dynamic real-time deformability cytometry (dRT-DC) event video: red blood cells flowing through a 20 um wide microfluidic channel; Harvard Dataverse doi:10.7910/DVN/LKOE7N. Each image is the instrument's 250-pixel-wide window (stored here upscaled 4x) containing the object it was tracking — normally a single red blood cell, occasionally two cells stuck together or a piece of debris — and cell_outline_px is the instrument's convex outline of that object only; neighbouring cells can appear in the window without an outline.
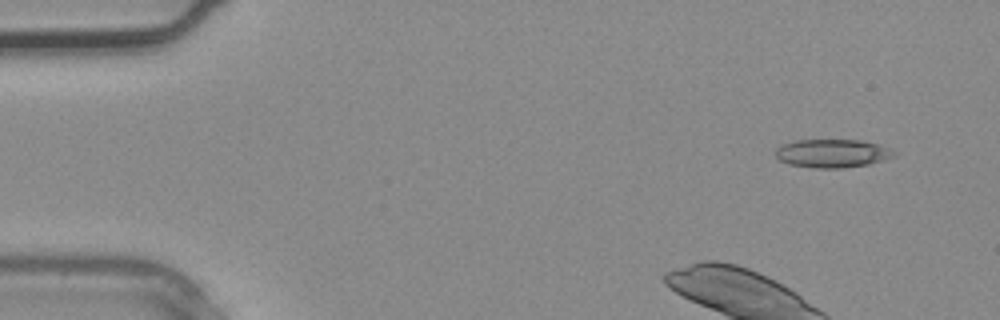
{"species": "common noctule bat (a hibernating species)", "species_latin": "Nyctalus noctula", "temperature_condition": "warm", "stored_images_in_passage": 3, "camera_frame_rate_fps": 3000, "um_per_image_px": 0.085, "animal": {"sex": "male", "body_mass_g": 20.4}, "frame": {"image": 1, "passage_image": 1, "time_ms": 0.0, "image_size_px": [1000, 320], "cell_outline_px": [[900, 152], [896, 156], [884, 160], [868, 164], [844, 168], [812, 168], [788, 164], [780, 160], [776, 156], [776, 148], [780, 144], [796, 140], [860, 140], [880, 144]], "centroid_in_image_um": [70.79, 13.03], "position_along_channel_um": 14.2, "area_um2": 19.94}}